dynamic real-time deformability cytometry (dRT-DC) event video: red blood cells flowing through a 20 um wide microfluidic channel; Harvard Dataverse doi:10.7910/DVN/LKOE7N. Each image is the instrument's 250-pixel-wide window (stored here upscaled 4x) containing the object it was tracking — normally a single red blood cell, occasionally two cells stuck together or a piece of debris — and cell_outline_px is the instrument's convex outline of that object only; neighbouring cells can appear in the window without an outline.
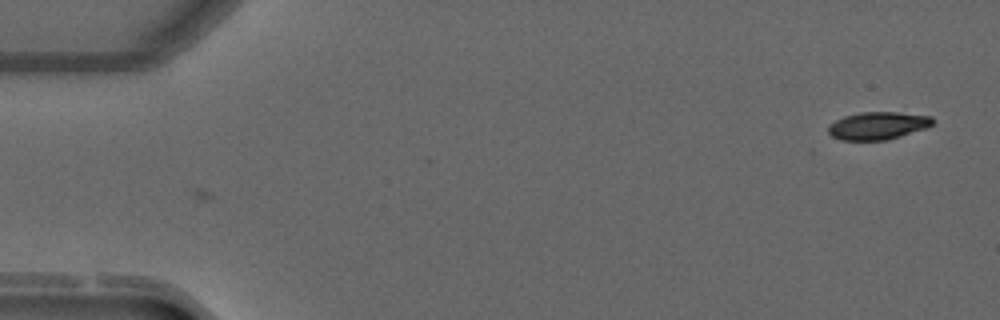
{"species": "common noctule bat (a hibernating species)", "species_latin": "Nyctalus noctula", "temperature_condition": "warm", "stored_images_in_passage": 7, "camera_frame_rate_fps": 3000, "um_per_image_px": 0.085, "animal": {"sex": "male", "forearm_length_mm": 52.5}, "frame": {"image": 1, "passage_image": 7, "time_ms": 2.0, "image_size_px": [1000, 320], "cell_outline_px": [[932, 124], [928, 128], [900, 136], [884, 140], [840, 140], [832, 136], [828, 132], [828, 124], [844, 116], [860, 112], [896, 112], [932, 116]], "centroid_in_image_um": [74.6, 10.68], "position_along_channel_um": 10.4, "area_um2": 16.82}}